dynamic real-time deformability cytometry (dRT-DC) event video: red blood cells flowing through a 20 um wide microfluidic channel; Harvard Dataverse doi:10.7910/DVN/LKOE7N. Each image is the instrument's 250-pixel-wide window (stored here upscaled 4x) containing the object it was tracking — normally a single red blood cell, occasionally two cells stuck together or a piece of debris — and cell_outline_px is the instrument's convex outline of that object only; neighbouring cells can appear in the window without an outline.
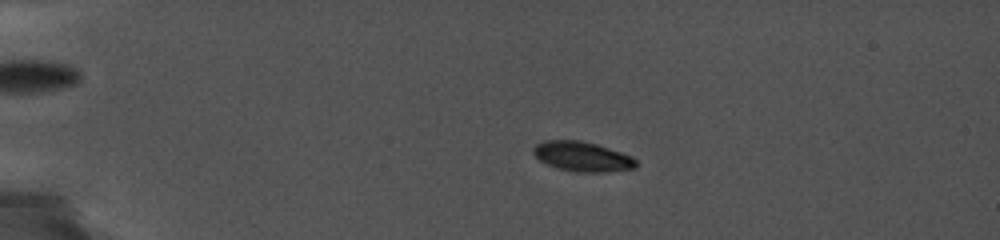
{"species": "common noctule bat (a hibernating species)", "species_latin": "Nyctalus noctula", "temperature_condition": "cold", "stored_images_in_passage": 37, "camera_frame_rate_fps": 5000, "um_per_image_px": 0.085, "animal": {"sex": "female", "body_mass_g": 19.0, "forearm_length_mm": 56.7}, "frame": {"image": 1, "passage_image": 17, "time_ms": 4.8, "image_size_px": [1000, 240], "cell_outline_px": [[640, 164], [636, 168], [604, 172], [576, 172], [556, 168], [540, 160], [532, 152], [532, 148], [536, 144], [544, 140], [580, 140], [596, 144], [632, 156]], "centroid_in_image_um": [49.5, 13.31], "position_along_channel_um": 35.5, "area_um2": 17.92}}